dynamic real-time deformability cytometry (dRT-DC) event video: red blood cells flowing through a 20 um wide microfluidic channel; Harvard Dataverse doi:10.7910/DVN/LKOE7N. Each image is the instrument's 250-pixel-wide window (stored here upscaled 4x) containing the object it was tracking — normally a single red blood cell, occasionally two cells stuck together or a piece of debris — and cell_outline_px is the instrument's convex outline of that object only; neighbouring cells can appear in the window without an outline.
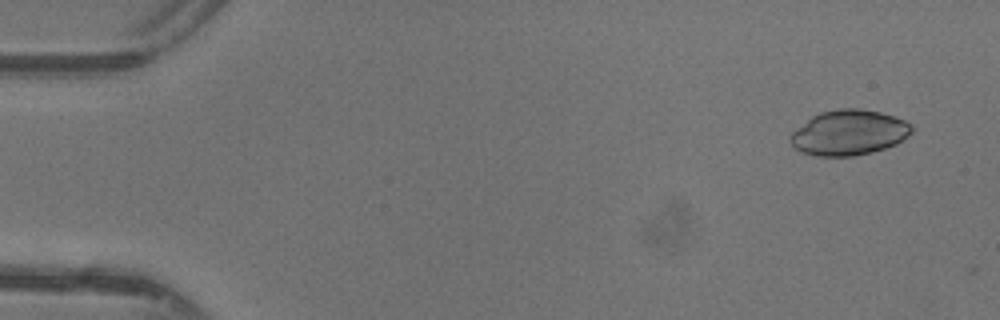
{"species": "common noctule bat (a hibernating species)", "species_latin": "Nyctalus noctula", "temperature_condition": "warm", "stored_images_in_passage": 37, "camera_frame_rate_fps": 3000, "um_per_image_px": 0.085, "animal": {"sex": "female"}, "frame": {"image": 1, "passage_image": 1, "time_ms": 0.0, "image_size_px": [1000, 320], "cell_outline_px": [[912, 132], [896, 144], [872, 152], [852, 156], [816, 156], [800, 152], [792, 144], [792, 132], [812, 116], [820, 112], [840, 108], [860, 108], [880, 112], [904, 120], [912, 124]], "centroid_in_image_um": [72.17, 11.27], "position_along_channel_um": 12.8, "area_um2": 31.73}}
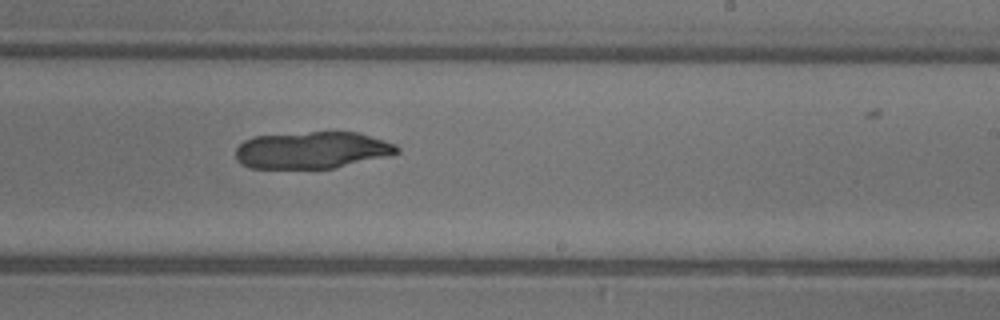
{"frame": {"image": 2, "passage_image": 27, "time_ms": 8.667, "image_size_px": [1000, 320], "cell_outline_px": [[400, 152], [392, 156], [336, 168], [252, 168], [240, 164], [236, 160], [236, 148], [244, 140], [252, 136], [308, 132], [360, 132], [396, 144], [400, 148]], "centroid_in_image_um": [26.57, 12.76], "position_along_channel_um": 262.4, "area_um2": 35.26}}
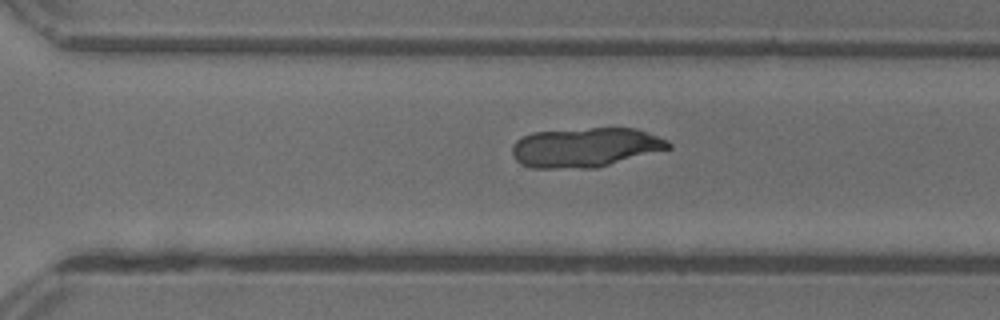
{"frame": {"image": 3, "passage_image": 31, "time_ms": 10.0, "image_size_px": [1000, 320], "cell_outline_px": [[672, 148], [596, 168], [532, 168], [520, 164], [512, 156], [512, 144], [516, 140], [532, 132], [588, 128], [636, 128], [668, 140], [672, 144]], "centroid_in_image_um": [49.74, 12.53], "position_along_channel_um": 320.9, "area_um2": 36.18}}